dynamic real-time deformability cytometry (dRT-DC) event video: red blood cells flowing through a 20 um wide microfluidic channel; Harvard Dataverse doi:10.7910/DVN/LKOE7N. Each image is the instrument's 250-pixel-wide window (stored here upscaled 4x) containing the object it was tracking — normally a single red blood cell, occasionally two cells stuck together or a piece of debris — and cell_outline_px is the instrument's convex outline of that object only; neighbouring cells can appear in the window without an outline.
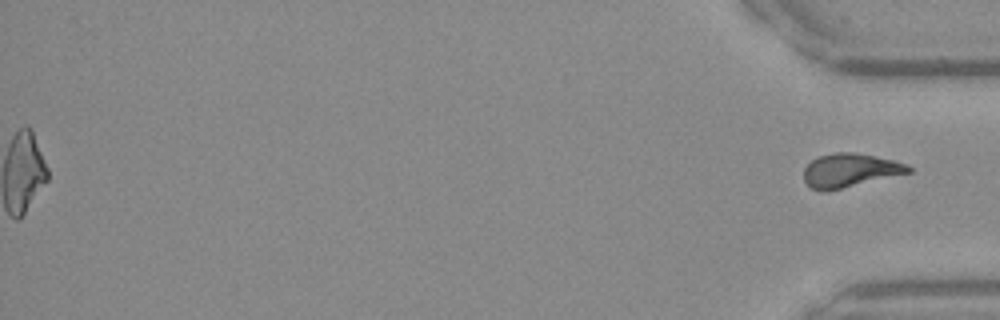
{"species": "Egyptian fruit bat (a non-hibernating species)", "species_latin": "Rousettus aegyptiacus", "temperature_condition": "warm", "stored_images_in_passage": 31, "segment_of_instrument_passage": [2, 2], "camera_frame_rate_fps": 3000, "um_per_image_px": 0.085, "frame": {"image": 1, "passage_image": 31, "time_ms": 10.0, "image_size_px": [1000, 320], "cell_outline_px": [[912, 172], [828, 192], [824, 192], [812, 188], [804, 180], [804, 168], [812, 160], [820, 156], [836, 152], [852, 152], [892, 160], [908, 164], [912, 168]], "centroid_in_image_um": [72.25, 14.5], "position_along_channel_um": 362.9, "area_um2": 20.52}}